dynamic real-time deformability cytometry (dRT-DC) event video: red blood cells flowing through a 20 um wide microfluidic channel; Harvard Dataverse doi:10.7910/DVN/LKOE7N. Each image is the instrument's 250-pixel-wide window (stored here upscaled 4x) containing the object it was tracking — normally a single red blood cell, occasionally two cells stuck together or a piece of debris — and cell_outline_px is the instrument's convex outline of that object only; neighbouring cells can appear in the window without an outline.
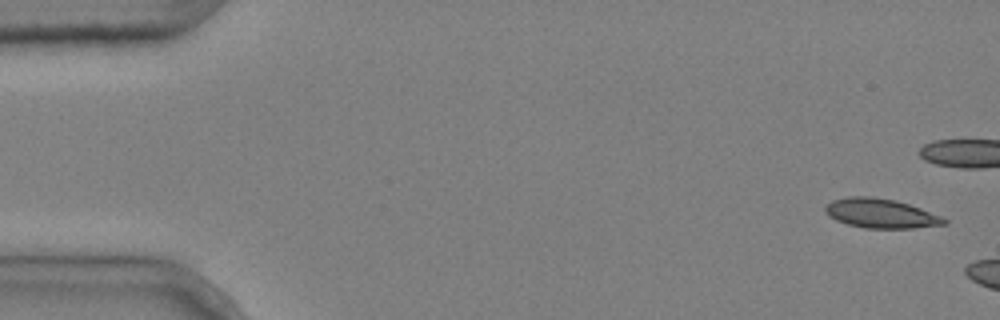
{"species": "common noctule bat (a hibernating species)", "species_latin": "Nyctalus noctula", "temperature_condition": "cold", "stored_images_in_passage": 3, "camera_frame_rate_fps": 3000, "um_per_image_px": 0.085, "animal": {"sex": "male", "body_mass_g": 20.4}, "frame": {"image": 1, "passage_image": 1, "time_ms": 0.0, "image_size_px": [1000, 320], "cell_outline_px": [[948, 224], [912, 228], [864, 228], [848, 224], [836, 220], [828, 216], [824, 212], [824, 208], [832, 200], [848, 196], [872, 196], [896, 200], [920, 208], [940, 216], [948, 220]], "centroid_in_image_um": [74.84, 18.13], "position_along_channel_um": 10.2, "area_um2": 20.4}}